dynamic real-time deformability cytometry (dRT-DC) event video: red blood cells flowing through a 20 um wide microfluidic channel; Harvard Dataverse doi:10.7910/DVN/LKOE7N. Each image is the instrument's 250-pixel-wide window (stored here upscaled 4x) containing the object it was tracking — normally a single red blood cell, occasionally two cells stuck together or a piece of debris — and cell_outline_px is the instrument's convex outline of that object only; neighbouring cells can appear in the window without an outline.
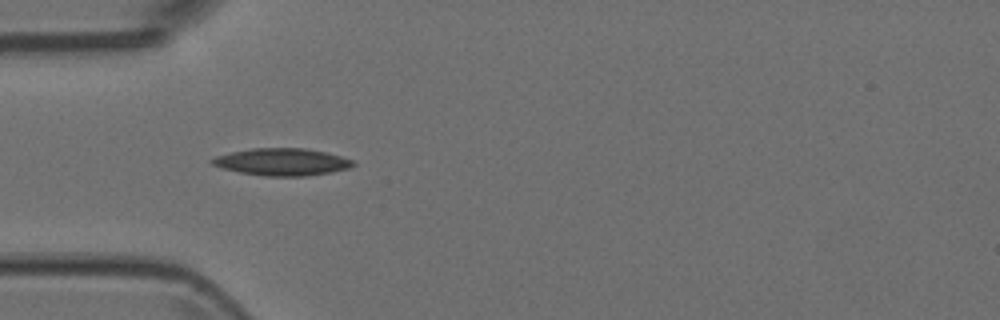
{"species": "Egyptian fruit bat (a non-hibernating species)", "species_latin": "Rousettus aegyptiacus", "temperature_condition": "room temperature", "stored_images_in_passage": 2, "camera_frame_rate_fps": 3000, "um_per_image_px": 0.085, "animal": {"sex": "female"}, "frame": {"image": 1, "passage_image": 1, "time_ms": 0.0, "image_size_px": [1000, 320], "cell_outline_px": [[356, 164], [348, 168], [332, 172], [308, 176], [264, 176], [240, 172], [224, 168], [212, 164], [208, 160], [216, 156], [232, 152], [252, 148], [304, 148], [324, 152], [356, 160]], "centroid_in_image_um": [24.0, 13.76], "position_along_channel_um": 61.0, "area_um2": 22.31}}
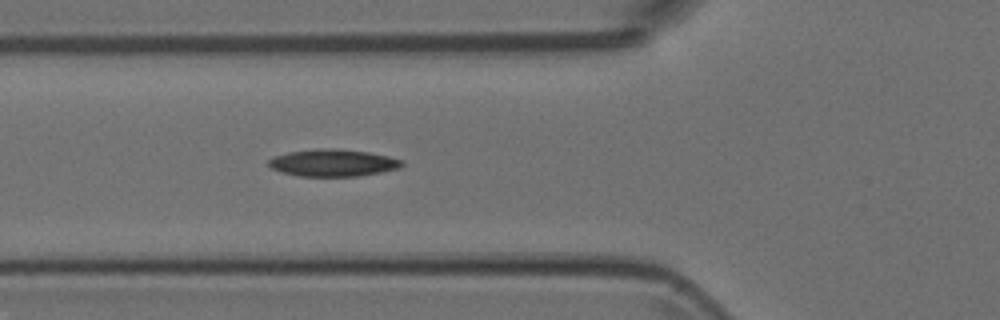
{"frame": {"image": 2, "passage_image": 2, "time_ms": 0.333, "image_size_px": [1000, 320], "cell_outline_px": [[404, 164], [400, 168], [360, 176], [300, 176], [284, 172], [272, 168], [268, 164], [268, 160], [272, 156], [288, 152], [328, 148], [368, 152], [388, 156], [400, 160]], "centroid_in_image_um": [28.3, 13.84], "position_along_channel_um": 97.5, "area_um2": 20.75}}